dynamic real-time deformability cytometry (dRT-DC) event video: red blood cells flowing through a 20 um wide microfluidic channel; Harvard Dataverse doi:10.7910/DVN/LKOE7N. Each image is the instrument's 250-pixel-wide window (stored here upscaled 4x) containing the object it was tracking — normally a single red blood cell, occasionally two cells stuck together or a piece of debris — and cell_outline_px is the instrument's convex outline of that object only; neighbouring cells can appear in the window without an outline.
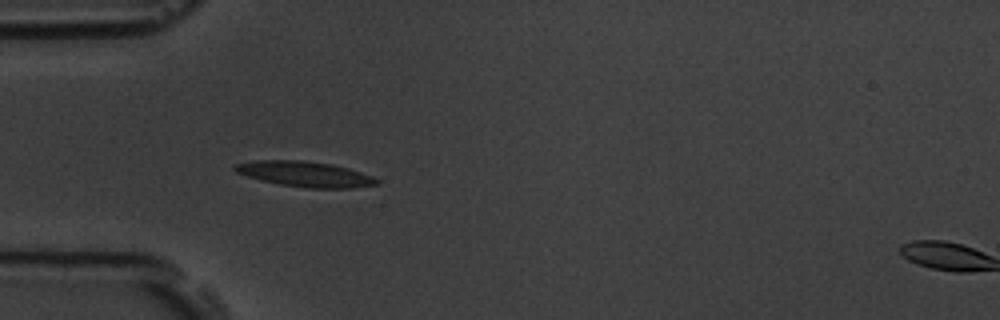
{"species": "common noctule bat (a hibernating species)", "species_latin": "Nyctalus noctula", "temperature_condition": "room temperature", "stored_images_in_passage": 5, "segment_of_instrument_passage": [1, 2], "camera_frame_rate_fps": 3000, "um_per_image_px": 0.085, "animal": {"sex": "male", "body_mass_g": 19.5, "forearm_length_mm": 54.6}, "frame": {"image": 1, "passage_image": 4, "time_ms": 4.333, "image_size_px": [1000, 320], "cell_outline_px": [[380, 184], [352, 188], [304, 188], [280, 184], [260, 180], [236, 172], [232, 168], [232, 164], [256, 160], [304, 160], [332, 164], [348, 168], [372, 176], [380, 180]], "centroid_in_image_um": [25.92, 14.79], "position_along_channel_um": 59.1, "area_um2": 21.15}}